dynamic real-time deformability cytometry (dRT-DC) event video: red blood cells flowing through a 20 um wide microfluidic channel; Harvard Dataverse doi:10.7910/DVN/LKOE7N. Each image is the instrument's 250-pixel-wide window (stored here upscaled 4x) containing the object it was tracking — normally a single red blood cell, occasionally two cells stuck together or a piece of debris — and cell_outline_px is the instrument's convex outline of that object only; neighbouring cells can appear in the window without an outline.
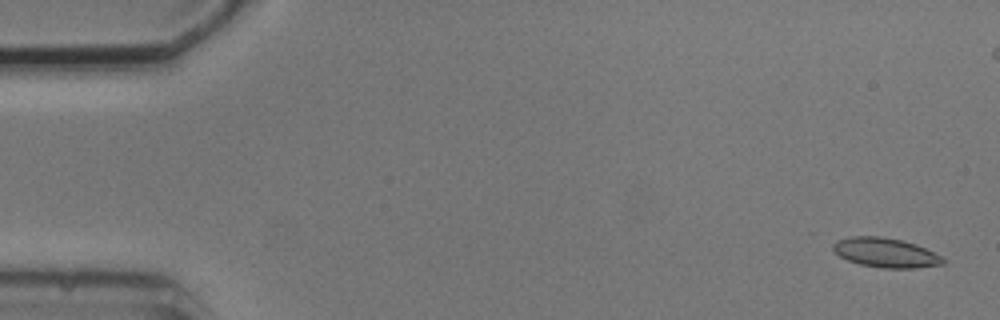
{"species": "common noctule bat (a hibernating species)", "species_latin": "Nyctalus noctula", "temperature_condition": "cold", "stored_images_in_passage": 3, "camera_frame_rate_fps": 3000, "um_per_image_px": 0.085, "animal": {"sex": "male", "body_mass_g": 20.5, "forearm_length_mm": 52.5}, "frame": {"image": 1, "passage_image": 1, "time_ms": 0.0, "image_size_px": [1000, 320], "cell_outline_px": [[944, 264], [916, 268], [880, 268], [860, 264], [848, 260], [840, 256], [832, 248], [832, 244], [836, 240], [852, 236], [880, 236], [900, 240], [916, 244], [940, 256], [944, 260]], "centroid_in_image_um": [75.24, 21.48], "position_along_channel_um": 9.8, "area_um2": 18.73}}